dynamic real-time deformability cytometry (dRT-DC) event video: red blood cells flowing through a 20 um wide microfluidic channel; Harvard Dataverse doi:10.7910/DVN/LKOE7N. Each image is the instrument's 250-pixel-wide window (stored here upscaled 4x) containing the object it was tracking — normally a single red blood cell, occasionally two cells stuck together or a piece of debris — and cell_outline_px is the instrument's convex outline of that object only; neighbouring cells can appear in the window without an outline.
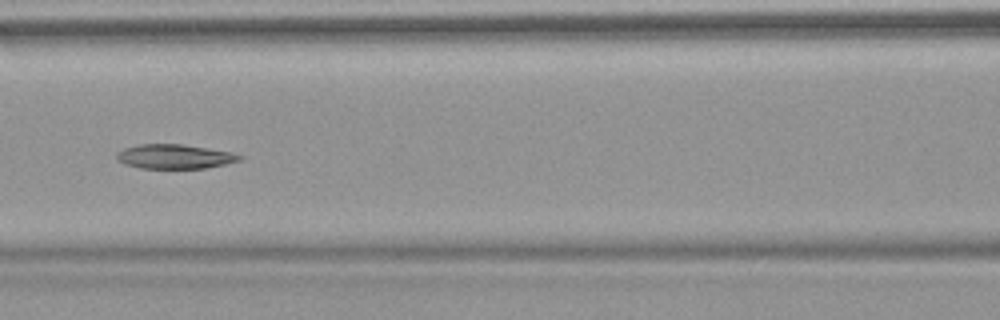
{"species": "common noctule bat (a hibernating species)", "species_latin": "Nyctalus noctula", "temperature_condition": "warm", "stored_images_in_passage": 7, "camera_frame_rate_fps": 3000, "um_per_image_px": 0.085, "animal": {"sex": "female", "body_mass_g": 18.4}, "frame": {"image": 1, "passage_image": 5, "time_ms": 7.333, "image_size_px": [1000, 320], "cell_outline_px": [[244, 156], [240, 160], [224, 164], [204, 168], [140, 168], [124, 164], [116, 160], [116, 152], [124, 148], [140, 144], [184, 144], [232, 152]], "centroid_in_image_um": [14.81, 13.3], "position_along_channel_um": 151.8, "area_um2": 17.51}}
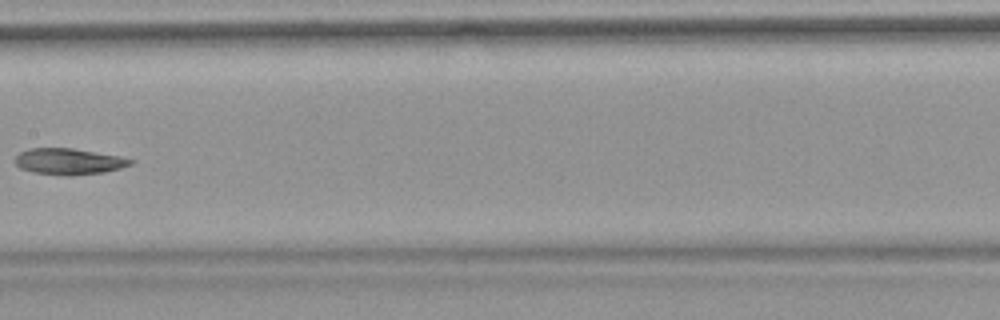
{"frame": {"image": 2, "passage_image": 6, "time_ms": 8.667, "image_size_px": [1000, 320], "cell_outline_px": [[136, 160], [132, 164], [120, 168], [104, 172], [72, 176], [64, 176], [32, 172], [20, 168], [12, 160], [20, 152], [28, 148], [72, 148], [120, 156]], "centroid_in_image_um": [5.83, 13.73], "position_along_channel_um": 201.6, "area_um2": 17.86}}